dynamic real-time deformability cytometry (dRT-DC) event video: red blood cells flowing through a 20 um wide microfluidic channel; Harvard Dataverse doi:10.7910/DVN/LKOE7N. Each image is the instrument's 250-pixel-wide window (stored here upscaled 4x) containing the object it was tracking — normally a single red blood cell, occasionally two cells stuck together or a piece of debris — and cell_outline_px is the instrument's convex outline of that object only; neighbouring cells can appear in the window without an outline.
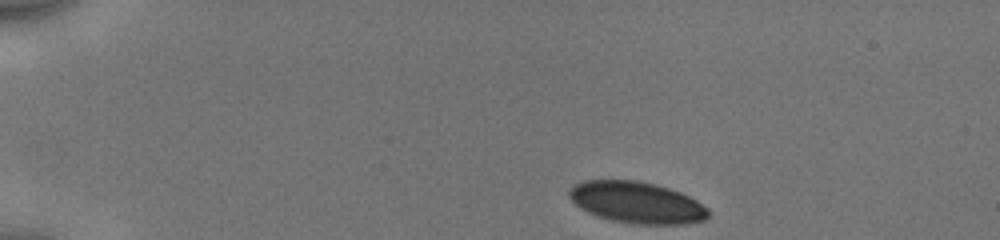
{"species": "human", "species_latin": "Homo sapiens", "temperature_condition": "cold", "stored_images_in_passage": 18, "camera_frame_rate_fps": 3000, "um_per_image_px": 0.085, "donor": {"sex": "male"}, "frame": {"image": 1, "passage_image": 1, "time_ms": 0.0, "image_size_px": [1000, 240], "cell_outline_px": [[708, 216], [704, 220], [688, 224], [632, 224], [612, 220], [596, 216], [580, 208], [568, 196], [568, 192], [576, 184], [584, 180], [636, 180], [668, 188], [680, 192], [696, 200], [708, 208]], "centroid_in_image_um": [54.12, 17.22], "position_along_channel_um": 30.9, "area_um2": 33.52}}
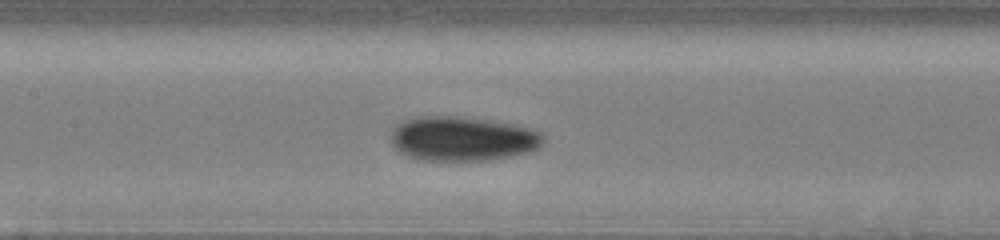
{"frame": {"image": 2, "passage_image": 16, "time_ms": 5.667, "image_size_px": [1000, 240], "cell_outline_px": [[544, 144], [540, 148], [528, 152], [488, 160], [424, 160], [408, 156], [400, 152], [392, 144], [392, 128], [396, 124], [404, 120], [416, 116], [464, 116], [516, 124], [532, 128], [540, 132], [544, 136]], "centroid_in_image_um": [39.34, 11.77], "position_along_channel_um": 168.1, "area_um2": 39.82}}
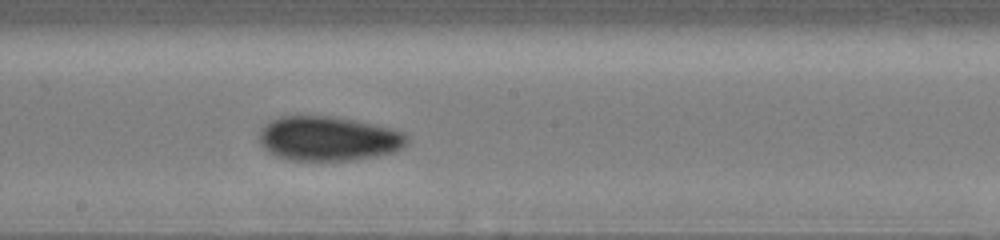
{"frame": {"image": 3, "passage_image": 18, "time_ms": 7.0, "image_size_px": [1000, 240], "cell_outline_px": [[408, 144], [396, 152], [352, 160], [292, 160], [276, 156], [268, 152], [260, 144], [260, 128], [268, 120], [280, 116], [336, 116], [392, 128], [404, 132], [408, 136]], "centroid_in_image_um": [27.91, 11.77], "position_along_channel_um": 220.3, "area_um2": 38.67}}